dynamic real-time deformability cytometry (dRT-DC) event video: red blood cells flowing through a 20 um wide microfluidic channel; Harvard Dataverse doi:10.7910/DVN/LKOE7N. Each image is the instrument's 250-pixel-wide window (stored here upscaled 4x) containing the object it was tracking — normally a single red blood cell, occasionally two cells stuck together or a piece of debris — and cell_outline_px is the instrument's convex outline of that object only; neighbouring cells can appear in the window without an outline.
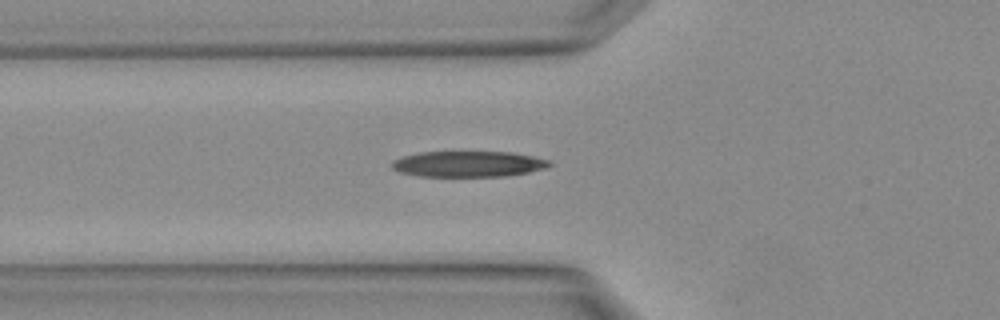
{"species": "Egyptian fruit bat (a non-hibernating species)", "species_latin": "Rousettus aegyptiacus", "temperature_condition": "warm", "stored_images_in_passage": 3, "camera_frame_rate_fps": 3000, "um_per_image_px": 0.085, "animal": {"sex": "female"}, "frame": {"image": 1, "passage_image": 2, "time_ms": 0.333, "image_size_px": [1000, 320], "cell_outline_px": [[552, 164], [544, 168], [528, 172], [504, 176], [420, 176], [400, 172], [392, 168], [392, 160], [404, 156], [420, 152], [508, 152], [532, 156], [548, 160]], "centroid_in_image_um": [39.77, 13.94], "position_along_channel_um": 86.0, "area_um2": 23.41}}